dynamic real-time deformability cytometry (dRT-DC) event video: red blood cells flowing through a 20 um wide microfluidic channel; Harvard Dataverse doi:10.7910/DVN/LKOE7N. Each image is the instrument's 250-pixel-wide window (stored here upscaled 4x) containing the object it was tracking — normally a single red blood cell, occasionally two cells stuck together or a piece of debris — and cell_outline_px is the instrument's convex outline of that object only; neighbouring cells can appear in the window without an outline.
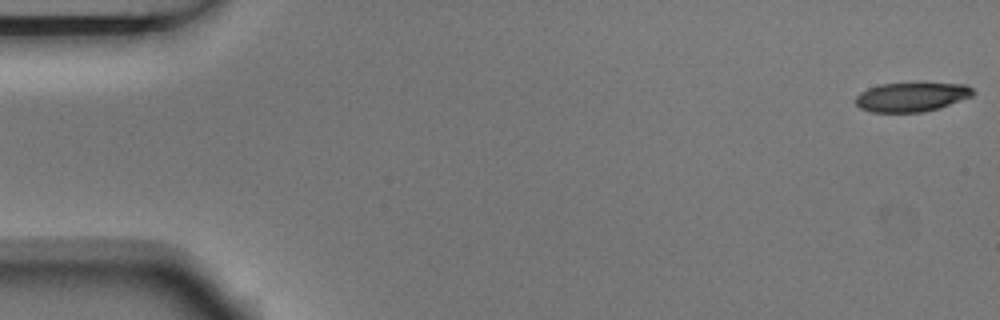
{"species": "Egyptian fruit bat (a non-hibernating species)", "species_latin": "Rousettus aegyptiacus", "temperature_condition": "room temperature", "stored_images_in_passage": 4, "segment_of_instrument_passage": [2, 2], "camera_frame_rate_fps": 3000, "um_per_image_px": 0.085, "animal": {"sex": "male"}, "frame": {"image": 1, "passage_image": 4, "time_ms": 1.0, "image_size_px": [1000, 320], "cell_outline_px": [[976, 92], [972, 96], [940, 108], [924, 112], [872, 112], [860, 108], [856, 104], [856, 96], [860, 92], [868, 88], [880, 84], [968, 84]], "centroid_in_image_um": [77.49, 8.25], "position_along_channel_um": 7.5, "area_um2": 19.83}}